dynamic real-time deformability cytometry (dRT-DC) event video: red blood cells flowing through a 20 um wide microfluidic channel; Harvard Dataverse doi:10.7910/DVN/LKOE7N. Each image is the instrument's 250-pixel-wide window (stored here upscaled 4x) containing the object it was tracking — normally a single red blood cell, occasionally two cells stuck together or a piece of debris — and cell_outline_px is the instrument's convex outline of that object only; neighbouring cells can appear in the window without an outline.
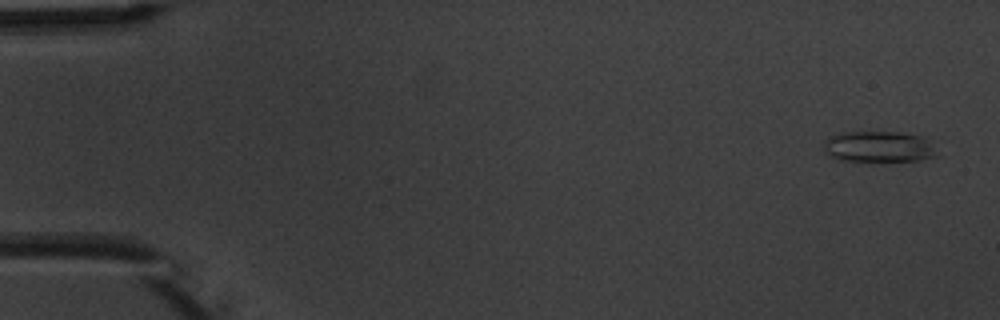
{"species": "common noctule bat (a hibernating species)", "species_latin": "Nyctalus noctula", "temperature_condition": "warm", "stored_images_in_passage": 5, "camera_frame_rate_fps": 3000, "um_per_image_px": 0.085, "animal": {"sex": "male", "body_mass_g": 20.1, "forearm_length_mm": 53.5}, "frame": {"image": 1, "passage_image": 1, "time_ms": 0.0, "image_size_px": [1000, 320], "cell_outline_px": [[940, 156], [920, 160], [840, 160], [828, 156], [824, 152], [824, 140], [828, 136], [840, 132], [900, 132], [924, 136], [928, 140]], "centroid_in_image_um": [74.68, 12.45], "position_along_channel_um": 10.3, "area_um2": 20.58}}
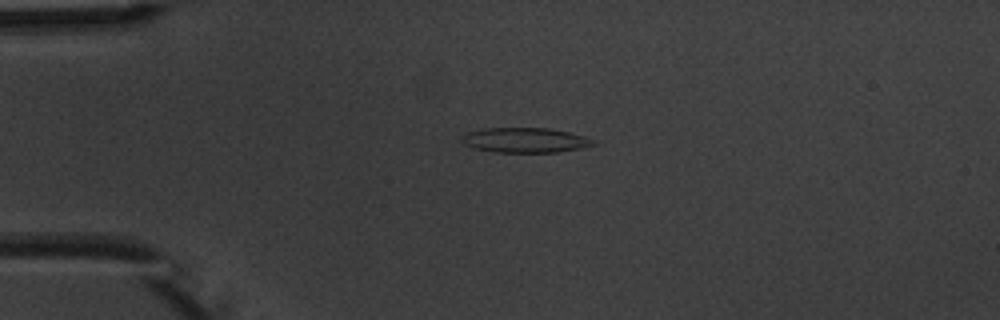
{"frame": {"image": 2, "passage_image": 4, "time_ms": 3.667, "image_size_px": [1000, 320], "cell_outline_px": [[596, 144], [580, 148], [556, 152], [496, 152], [476, 148], [464, 144], [460, 140], [460, 136], [468, 132], [484, 128], [548, 128], [568, 132], [584, 136], [596, 140]], "centroid_in_image_um": [44.62, 11.91], "position_along_channel_um": 40.4, "area_um2": 19.02}}